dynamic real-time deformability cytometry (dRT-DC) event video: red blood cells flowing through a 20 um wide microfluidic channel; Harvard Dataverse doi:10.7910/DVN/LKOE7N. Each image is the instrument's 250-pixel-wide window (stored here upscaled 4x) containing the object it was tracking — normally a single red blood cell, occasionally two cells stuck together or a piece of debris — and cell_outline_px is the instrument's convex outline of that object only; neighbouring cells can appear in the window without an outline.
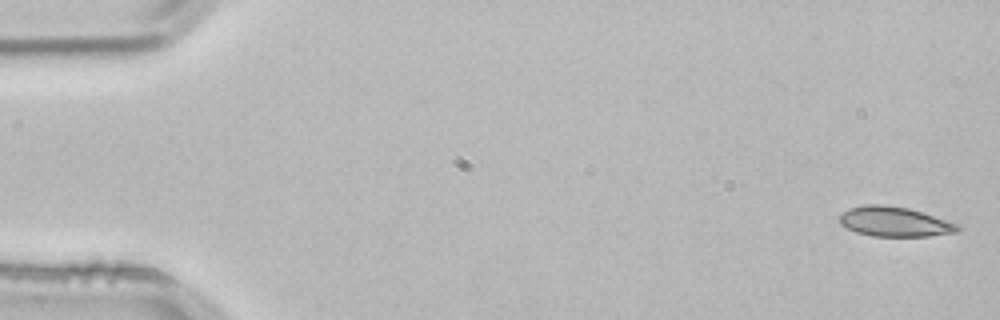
{"species": "common noctule bat (a hibernating species)", "species_latin": "Nyctalus noctula", "temperature_condition": "room temperature", "stored_images_in_passage": 53, "camera_frame_rate_fps": 3000, "um_per_image_px": 0.085, "animal": {"sex": "male", "body_mass_g": 21.5, "forearm_length_mm": 52.0}, "frame": {"image": 1, "passage_image": 1, "time_ms": 0.0, "image_size_px": [1000, 320], "cell_outline_px": [[960, 228], [956, 232], [928, 236], [872, 236], [856, 232], [840, 224], [840, 216], [848, 208], [868, 204], [880, 204], [908, 208], [956, 224]], "centroid_in_image_um": [75.98, 18.85], "position_along_channel_um": 9.0, "area_um2": 20.06}}
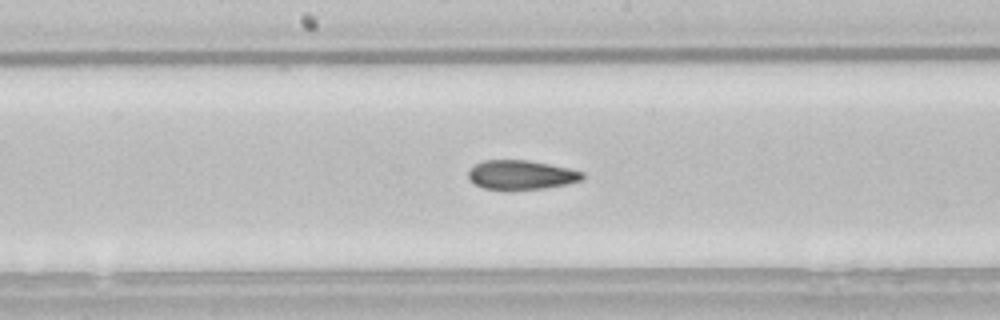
{"frame": {"image": 2, "passage_image": 27, "time_ms": 8.667, "image_size_px": [1000, 320], "cell_outline_px": [[584, 180], [568, 184], [544, 188], [484, 188], [476, 184], [468, 176], [468, 172], [476, 164], [484, 160], [528, 160], [568, 168], [584, 172]], "centroid_in_image_um": [44.36, 14.84], "position_along_channel_um": 203.8, "area_um2": 18.96}}
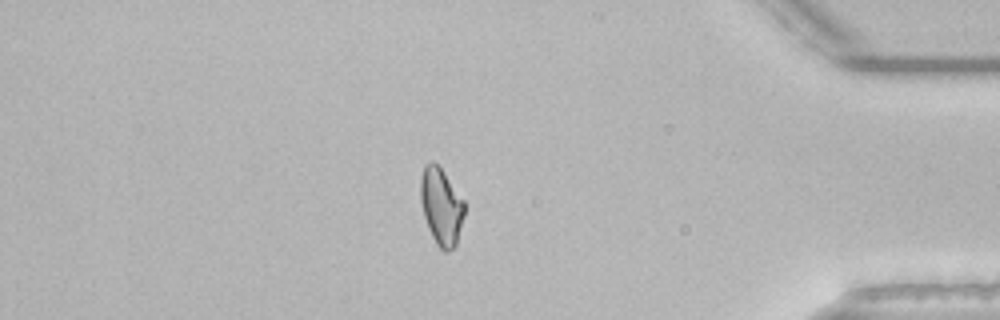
{"frame": {"image": 3, "passage_image": 45, "time_ms": 14.667, "image_size_px": [1000, 320], "cell_outline_px": [[464, 216], [456, 244], [448, 252], [444, 252], [436, 244], [428, 228], [424, 216], [420, 200], [420, 176], [424, 164], [432, 160], [440, 168], [464, 200]], "centroid_in_image_um": [37.48, 17.54], "position_along_channel_um": 397.7, "area_um2": 19.65}, "authors_computed_cell_mechanics": {"area_um2": 19.8832, "velocity_mm_per_s": 3.8333, "shape_relaxation_time_tau1_ms": null, "shape_relaxation_time_tau2_ms": 5.3212, "deformation_change_tau1": null, "deformation_change_tau2": 0.1038}}